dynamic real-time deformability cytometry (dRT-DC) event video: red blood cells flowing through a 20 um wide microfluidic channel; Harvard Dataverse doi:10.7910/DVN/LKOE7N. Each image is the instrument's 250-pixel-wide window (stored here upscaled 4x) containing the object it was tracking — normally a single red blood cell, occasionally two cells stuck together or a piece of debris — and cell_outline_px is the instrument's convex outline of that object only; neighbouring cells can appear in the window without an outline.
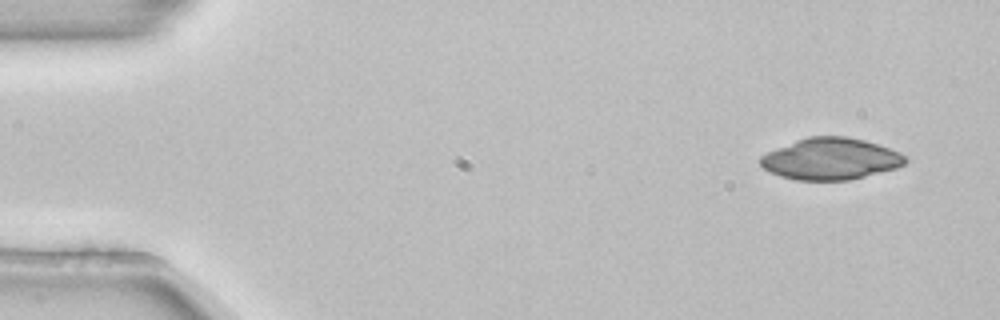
{"species": "common noctule bat (a hibernating species)", "species_latin": "Nyctalus noctula", "temperature_condition": "room temperature", "stored_images_in_passage": 4, "camera_frame_rate_fps": 3000, "um_per_image_px": 0.085, "animal": {"sex": "female", "body_mass_g": 22.7, "forearm_length_mm": 54.2}, "frame": {"image": 1, "passage_image": 1, "time_ms": 0.0, "image_size_px": [1000, 320], "cell_outline_px": [[908, 160], [904, 164], [896, 168], [848, 180], [796, 180], [780, 176], [768, 172], [760, 164], [760, 156], [768, 152], [796, 140], [808, 136], [848, 136], [864, 140], [900, 152]], "centroid_in_image_um": [70.58, 13.5], "position_along_channel_um": 14.4, "area_um2": 34.97}}